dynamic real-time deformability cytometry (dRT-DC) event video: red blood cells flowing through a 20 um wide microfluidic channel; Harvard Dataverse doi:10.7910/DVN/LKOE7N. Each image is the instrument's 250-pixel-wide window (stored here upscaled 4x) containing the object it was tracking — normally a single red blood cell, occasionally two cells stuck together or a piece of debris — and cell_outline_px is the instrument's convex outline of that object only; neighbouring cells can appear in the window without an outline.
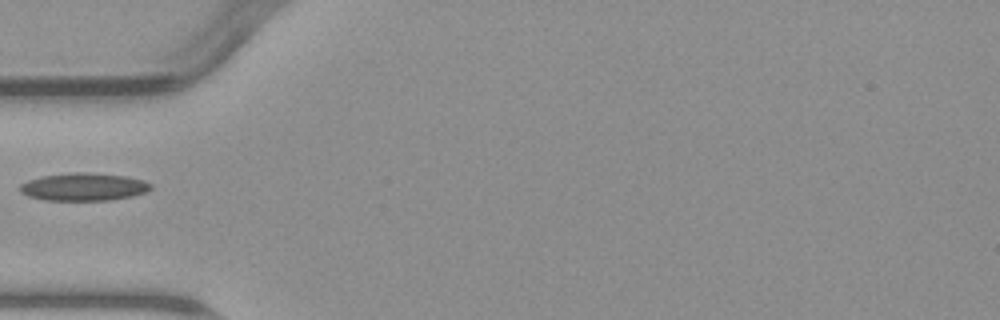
{"species": "common noctule bat (a hibernating species)", "species_latin": "Nyctalus noctula", "temperature_condition": "warm", "stored_images_in_passage": 5, "camera_frame_rate_fps": 3000, "um_per_image_px": 0.085, "animal": {"sex": "male", "body_mass_g": 23.1, "forearm_length_mm": 52.7}, "frame": {"image": 1, "passage_image": 5, "time_ms": 4.667, "image_size_px": [1000, 320], "cell_outline_px": [[152, 188], [148, 192], [132, 196], [108, 200], [44, 200], [28, 196], [20, 192], [20, 184], [28, 180], [40, 176], [76, 172], [84, 172], [128, 176], [144, 180], [152, 184]], "centroid_in_image_um": [7.14, 15.88], "position_along_channel_um": 77.9, "area_um2": 21.27}}